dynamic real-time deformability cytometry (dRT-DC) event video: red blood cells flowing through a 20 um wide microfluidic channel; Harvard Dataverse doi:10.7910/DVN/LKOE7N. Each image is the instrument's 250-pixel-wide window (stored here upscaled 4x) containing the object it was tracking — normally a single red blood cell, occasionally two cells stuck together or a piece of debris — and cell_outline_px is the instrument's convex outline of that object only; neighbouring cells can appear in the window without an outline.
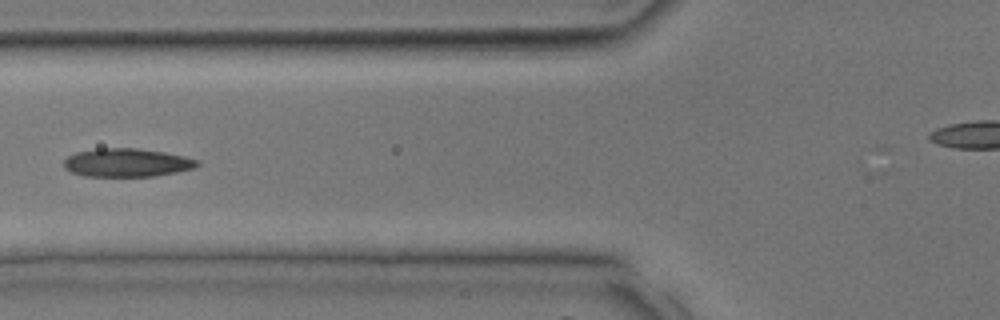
{"species": "common noctule bat (a hibernating species)", "species_latin": "Nyctalus noctula", "temperature_condition": "room temperature", "stored_images_in_passage": 32, "camera_frame_rate_fps": 3000, "um_per_image_px": 0.085, "animal": {"sex": "male", "body_mass_g": 17.9, "forearm_length_mm": 54.2}, "frame": {"image": 1, "passage_image": 8, "time_ms": 2.333, "image_size_px": [1000, 320], "cell_outline_px": [[200, 164], [196, 168], [176, 172], [152, 176], [84, 176], [72, 172], [64, 168], [64, 160], [68, 156], [76, 152], [96, 148], [136, 148], [164, 152], [184, 156], [200, 160]], "centroid_in_image_um": [10.8, 13.82], "position_along_channel_um": 115.0, "area_um2": 22.14}}
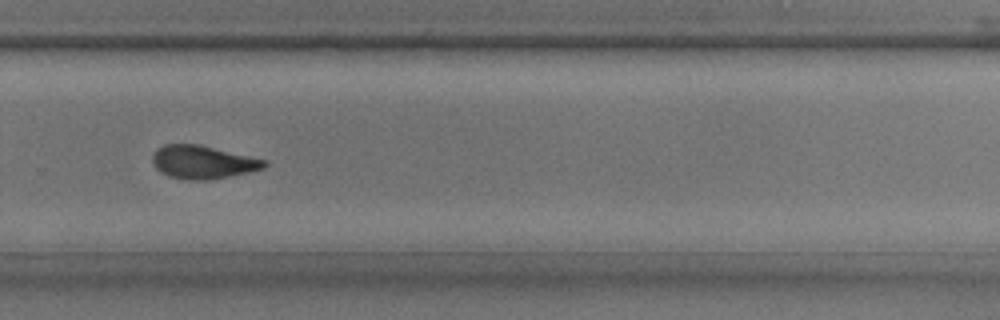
{"frame": {"image": 2, "passage_image": 19, "time_ms": 6.0, "image_size_px": [1000, 320], "cell_outline_px": [[268, 164], [264, 168], [248, 172], [208, 180], [192, 180], [168, 176], [160, 172], [156, 168], [152, 160], [152, 156], [156, 148], [164, 144], [196, 144], [268, 160]], "centroid_in_image_um": [17.22, 13.78], "position_along_channel_um": 312.6, "area_um2": 21.5}}
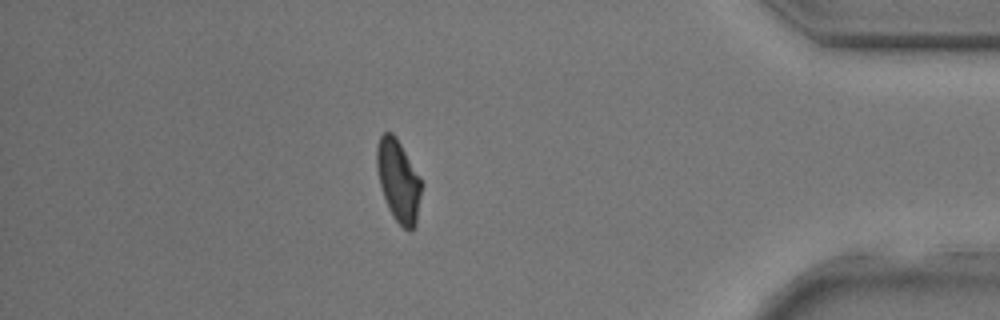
{"frame": {"image": 3, "passage_image": 26, "time_ms": 8.333, "image_size_px": [1000, 320], "cell_outline_px": [[424, 184], [416, 224], [408, 232], [392, 216], [388, 208], [380, 184], [376, 168], [376, 148], [380, 136], [384, 132], [392, 132], [396, 136], [420, 176]], "centroid_in_image_um": [33.89, 15.36], "position_along_channel_um": 401.3, "area_um2": 21.68}}